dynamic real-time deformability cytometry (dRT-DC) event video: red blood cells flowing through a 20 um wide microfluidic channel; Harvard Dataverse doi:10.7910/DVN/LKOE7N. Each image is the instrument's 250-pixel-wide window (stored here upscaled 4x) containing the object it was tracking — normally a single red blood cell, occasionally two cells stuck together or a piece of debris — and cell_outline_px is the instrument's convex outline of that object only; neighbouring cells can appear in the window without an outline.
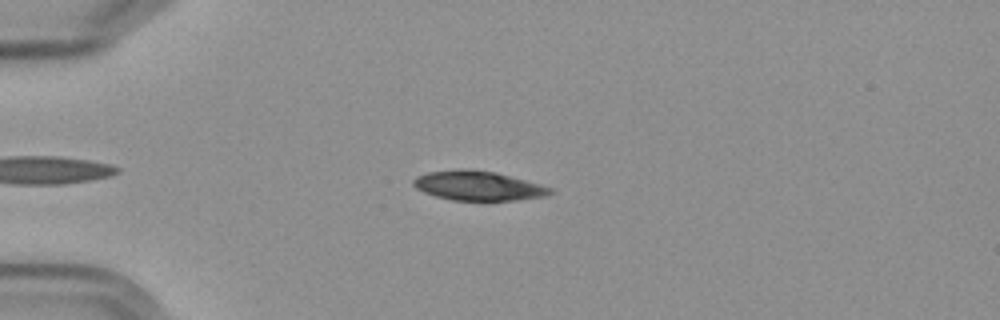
{"species": "Egyptian fruit bat (a non-hibernating species)", "species_latin": "Rousettus aegyptiacus", "temperature_condition": "cold", "stored_images_in_passage": 6, "camera_frame_rate_fps": 3000, "um_per_image_px": 0.085, "frame": {"image": 1, "passage_image": 5, "time_ms": 4.667, "image_size_px": [1000, 320], "cell_outline_px": [[556, 192], [548, 196], [516, 200], [452, 200], [436, 196], [424, 192], [416, 188], [412, 184], [412, 180], [416, 176], [428, 172], [460, 168], [464, 168], [496, 172], [540, 184], [552, 188]], "centroid_in_image_um": [40.65, 15.78], "position_along_channel_um": 44.3, "area_um2": 23.64}}